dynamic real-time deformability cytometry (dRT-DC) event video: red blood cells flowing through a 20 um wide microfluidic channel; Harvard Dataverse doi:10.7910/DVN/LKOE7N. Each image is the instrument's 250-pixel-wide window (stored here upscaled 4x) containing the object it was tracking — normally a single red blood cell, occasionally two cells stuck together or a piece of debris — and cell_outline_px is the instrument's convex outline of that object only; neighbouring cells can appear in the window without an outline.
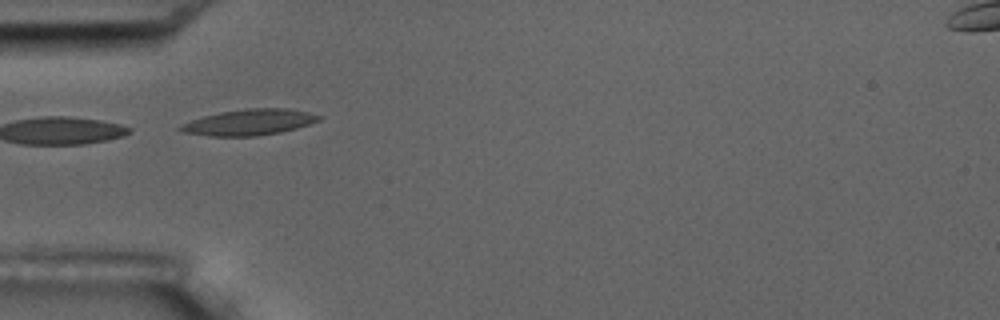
{"species": "common noctule bat (a hibernating species)", "species_latin": "Nyctalus noctula", "temperature_condition": "room temperature", "stored_images_in_passage": 15, "camera_frame_rate_fps": 3000, "um_per_image_px": 0.085, "animal": {"sex": "male", "body_mass_g": 17.5, "forearm_length_mm": 52.3}, "frame": {"image": 1, "passage_image": 5, "time_ms": 4.667, "image_size_px": [1000, 320], "cell_outline_px": [[320, 120], [296, 128], [280, 132], [256, 136], [208, 136], [180, 132], [176, 128], [180, 124], [204, 116], [220, 112], [244, 108], [284, 108], [308, 112], [320, 116]], "centroid_in_image_um": [21.11, 10.39], "position_along_channel_um": 63.9, "area_um2": 20.92}}
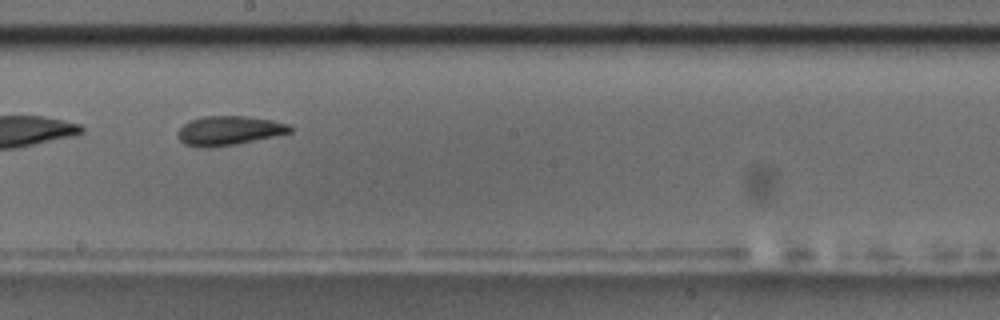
{"frame": {"image": 2, "passage_image": 9, "time_ms": 9.333, "image_size_px": [1000, 320], "cell_outline_px": [[292, 132], [276, 136], [236, 144], [208, 148], [200, 148], [184, 144], [180, 140], [176, 132], [188, 120], [204, 116], [248, 116], [272, 120], [288, 124], [292, 128]], "centroid_in_image_um": [19.44, 11.1], "position_along_channel_um": 228.8, "area_um2": 19.31}, "authors_computed_cell_mechanics": {"area_um2": 19.941, "velocity_mm_per_s": 3.5664, "shape_relaxation_time_tau1_ms": 3.469, "shape_relaxation_time_tau2_ms": 2.0424, "deformation_change_tau1": 0.0951, "deformation_change_tau2": 0.0742}}